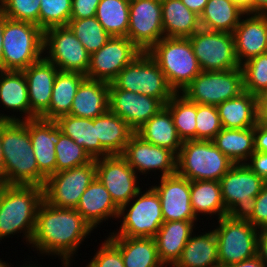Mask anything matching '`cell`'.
Here are the masks:
<instances>
[{
	"mask_svg": "<svg viewBox=\"0 0 267 267\" xmlns=\"http://www.w3.org/2000/svg\"><path fill=\"white\" fill-rule=\"evenodd\" d=\"M233 164L212 141L188 140L177 155V174L190 181H220Z\"/></svg>",
	"mask_w": 267,
	"mask_h": 267,
	"instance_id": "6",
	"label": "cell"
},
{
	"mask_svg": "<svg viewBox=\"0 0 267 267\" xmlns=\"http://www.w3.org/2000/svg\"><path fill=\"white\" fill-rule=\"evenodd\" d=\"M95 165L96 178L104 185L119 208L142 190L138 182V173L121 155L97 158Z\"/></svg>",
	"mask_w": 267,
	"mask_h": 267,
	"instance_id": "16",
	"label": "cell"
},
{
	"mask_svg": "<svg viewBox=\"0 0 267 267\" xmlns=\"http://www.w3.org/2000/svg\"><path fill=\"white\" fill-rule=\"evenodd\" d=\"M59 69L44 57L23 70L30 104V119L39 118L50 105L52 89Z\"/></svg>",
	"mask_w": 267,
	"mask_h": 267,
	"instance_id": "21",
	"label": "cell"
},
{
	"mask_svg": "<svg viewBox=\"0 0 267 267\" xmlns=\"http://www.w3.org/2000/svg\"><path fill=\"white\" fill-rule=\"evenodd\" d=\"M142 51L127 37H111L90 55L87 78L111 83Z\"/></svg>",
	"mask_w": 267,
	"mask_h": 267,
	"instance_id": "17",
	"label": "cell"
},
{
	"mask_svg": "<svg viewBox=\"0 0 267 267\" xmlns=\"http://www.w3.org/2000/svg\"><path fill=\"white\" fill-rule=\"evenodd\" d=\"M43 46L44 31L40 27L5 16L2 70H25L43 58Z\"/></svg>",
	"mask_w": 267,
	"mask_h": 267,
	"instance_id": "4",
	"label": "cell"
},
{
	"mask_svg": "<svg viewBox=\"0 0 267 267\" xmlns=\"http://www.w3.org/2000/svg\"><path fill=\"white\" fill-rule=\"evenodd\" d=\"M266 183L245 163L233 164L220 179L227 216L234 220L248 221L254 212L256 196Z\"/></svg>",
	"mask_w": 267,
	"mask_h": 267,
	"instance_id": "7",
	"label": "cell"
},
{
	"mask_svg": "<svg viewBox=\"0 0 267 267\" xmlns=\"http://www.w3.org/2000/svg\"><path fill=\"white\" fill-rule=\"evenodd\" d=\"M242 92L243 71L239 67L227 71H201L181 94L196 104L217 106Z\"/></svg>",
	"mask_w": 267,
	"mask_h": 267,
	"instance_id": "11",
	"label": "cell"
},
{
	"mask_svg": "<svg viewBox=\"0 0 267 267\" xmlns=\"http://www.w3.org/2000/svg\"><path fill=\"white\" fill-rule=\"evenodd\" d=\"M65 136L70 137L89 154L92 159L110 156L101 146L96 133V118L87 119L74 115H64L56 120Z\"/></svg>",
	"mask_w": 267,
	"mask_h": 267,
	"instance_id": "28",
	"label": "cell"
},
{
	"mask_svg": "<svg viewBox=\"0 0 267 267\" xmlns=\"http://www.w3.org/2000/svg\"><path fill=\"white\" fill-rule=\"evenodd\" d=\"M214 145L234 164L246 163L254 150V127L223 128L212 140Z\"/></svg>",
	"mask_w": 267,
	"mask_h": 267,
	"instance_id": "37",
	"label": "cell"
},
{
	"mask_svg": "<svg viewBox=\"0 0 267 267\" xmlns=\"http://www.w3.org/2000/svg\"><path fill=\"white\" fill-rule=\"evenodd\" d=\"M159 195L163 220L197 221L191 207L190 180L177 173L160 178L157 186H151Z\"/></svg>",
	"mask_w": 267,
	"mask_h": 267,
	"instance_id": "20",
	"label": "cell"
},
{
	"mask_svg": "<svg viewBox=\"0 0 267 267\" xmlns=\"http://www.w3.org/2000/svg\"><path fill=\"white\" fill-rule=\"evenodd\" d=\"M76 210L92 227L97 228L99 223L109 218H117L119 207L113 202L110 193L104 185L95 178L82 194Z\"/></svg>",
	"mask_w": 267,
	"mask_h": 267,
	"instance_id": "24",
	"label": "cell"
},
{
	"mask_svg": "<svg viewBox=\"0 0 267 267\" xmlns=\"http://www.w3.org/2000/svg\"><path fill=\"white\" fill-rule=\"evenodd\" d=\"M121 156L142 175L152 170L162 171L161 177L177 173V155L173 151L148 143L136 133L130 137Z\"/></svg>",
	"mask_w": 267,
	"mask_h": 267,
	"instance_id": "18",
	"label": "cell"
},
{
	"mask_svg": "<svg viewBox=\"0 0 267 267\" xmlns=\"http://www.w3.org/2000/svg\"><path fill=\"white\" fill-rule=\"evenodd\" d=\"M189 40L202 71H227L241 67L235 53L233 33L200 28Z\"/></svg>",
	"mask_w": 267,
	"mask_h": 267,
	"instance_id": "14",
	"label": "cell"
},
{
	"mask_svg": "<svg viewBox=\"0 0 267 267\" xmlns=\"http://www.w3.org/2000/svg\"><path fill=\"white\" fill-rule=\"evenodd\" d=\"M0 120H18V117H16V116H14V114H13V116L11 115H4V113L2 114H0Z\"/></svg>",
	"mask_w": 267,
	"mask_h": 267,
	"instance_id": "60",
	"label": "cell"
},
{
	"mask_svg": "<svg viewBox=\"0 0 267 267\" xmlns=\"http://www.w3.org/2000/svg\"><path fill=\"white\" fill-rule=\"evenodd\" d=\"M100 0H72L70 19L95 17Z\"/></svg>",
	"mask_w": 267,
	"mask_h": 267,
	"instance_id": "49",
	"label": "cell"
},
{
	"mask_svg": "<svg viewBox=\"0 0 267 267\" xmlns=\"http://www.w3.org/2000/svg\"><path fill=\"white\" fill-rule=\"evenodd\" d=\"M0 102L5 109L24 114L23 117L18 116V120L30 119L29 95L23 71L0 70Z\"/></svg>",
	"mask_w": 267,
	"mask_h": 267,
	"instance_id": "35",
	"label": "cell"
},
{
	"mask_svg": "<svg viewBox=\"0 0 267 267\" xmlns=\"http://www.w3.org/2000/svg\"><path fill=\"white\" fill-rule=\"evenodd\" d=\"M190 200L196 218L200 214L210 216L217 214L218 220L227 216L220 181H190Z\"/></svg>",
	"mask_w": 267,
	"mask_h": 267,
	"instance_id": "38",
	"label": "cell"
},
{
	"mask_svg": "<svg viewBox=\"0 0 267 267\" xmlns=\"http://www.w3.org/2000/svg\"><path fill=\"white\" fill-rule=\"evenodd\" d=\"M92 231V227L76 209L52 206L43 200L28 245L39 250V254L60 256L63 267H70L74 254Z\"/></svg>",
	"mask_w": 267,
	"mask_h": 267,
	"instance_id": "1",
	"label": "cell"
},
{
	"mask_svg": "<svg viewBox=\"0 0 267 267\" xmlns=\"http://www.w3.org/2000/svg\"><path fill=\"white\" fill-rule=\"evenodd\" d=\"M217 236L219 267L244 261L257 255L259 229L249 221L228 216L218 220Z\"/></svg>",
	"mask_w": 267,
	"mask_h": 267,
	"instance_id": "10",
	"label": "cell"
},
{
	"mask_svg": "<svg viewBox=\"0 0 267 267\" xmlns=\"http://www.w3.org/2000/svg\"><path fill=\"white\" fill-rule=\"evenodd\" d=\"M216 107L223 128L247 129L257 124L256 96L249 92L244 91Z\"/></svg>",
	"mask_w": 267,
	"mask_h": 267,
	"instance_id": "33",
	"label": "cell"
},
{
	"mask_svg": "<svg viewBox=\"0 0 267 267\" xmlns=\"http://www.w3.org/2000/svg\"><path fill=\"white\" fill-rule=\"evenodd\" d=\"M222 129L215 105L196 104V140L212 141Z\"/></svg>",
	"mask_w": 267,
	"mask_h": 267,
	"instance_id": "45",
	"label": "cell"
},
{
	"mask_svg": "<svg viewBox=\"0 0 267 267\" xmlns=\"http://www.w3.org/2000/svg\"><path fill=\"white\" fill-rule=\"evenodd\" d=\"M253 14H267V0H252Z\"/></svg>",
	"mask_w": 267,
	"mask_h": 267,
	"instance_id": "56",
	"label": "cell"
},
{
	"mask_svg": "<svg viewBox=\"0 0 267 267\" xmlns=\"http://www.w3.org/2000/svg\"><path fill=\"white\" fill-rule=\"evenodd\" d=\"M72 0H40L39 27L47 29L68 25Z\"/></svg>",
	"mask_w": 267,
	"mask_h": 267,
	"instance_id": "44",
	"label": "cell"
},
{
	"mask_svg": "<svg viewBox=\"0 0 267 267\" xmlns=\"http://www.w3.org/2000/svg\"><path fill=\"white\" fill-rule=\"evenodd\" d=\"M233 35L235 53L240 66L248 60L267 53V14L246 13Z\"/></svg>",
	"mask_w": 267,
	"mask_h": 267,
	"instance_id": "22",
	"label": "cell"
},
{
	"mask_svg": "<svg viewBox=\"0 0 267 267\" xmlns=\"http://www.w3.org/2000/svg\"><path fill=\"white\" fill-rule=\"evenodd\" d=\"M222 267H266L263 261L259 258L258 255H255L252 258L246 259L244 261L230 264V265H225Z\"/></svg>",
	"mask_w": 267,
	"mask_h": 267,
	"instance_id": "55",
	"label": "cell"
},
{
	"mask_svg": "<svg viewBox=\"0 0 267 267\" xmlns=\"http://www.w3.org/2000/svg\"><path fill=\"white\" fill-rule=\"evenodd\" d=\"M148 54L155 60L176 93H181L202 71L189 38L164 37Z\"/></svg>",
	"mask_w": 267,
	"mask_h": 267,
	"instance_id": "5",
	"label": "cell"
},
{
	"mask_svg": "<svg viewBox=\"0 0 267 267\" xmlns=\"http://www.w3.org/2000/svg\"><path fill=\"white\" fill-rule=\"evenodd\" d=\"M85 78L82 73L59 71L54 81L49 108L39 118L56 121L61 116L69 115L74 96Z\"/></svg>",
	"mask_w": 267,
	"mask_h": 267,
	"instance_id": "31",
	"label": "cell"
},
{
	"mask_svg": "<svg viewBox=\"0 0 267 267\" xmlns=\"http://www.w3.org/2000/svg\"><path fill=\"white\" fill-rule=\"evenodd\" d=\"M254 150L267 153V128L258 124L254 127Z\"/></svg>",
	"mask_w": 267,
	"mask_h": 267,
	"instance_id": "52",
	"label": "cell"
},
{
	"mask_svg": "<svg viewBox=\"0 0 267 267\" xmlns=\"http://www.w3.org/2000/svg\"><path fill=\"white\" fill-rule=\"evenodd\" d=\"M43 200L41 186L3 184L0 188V240L23 231V238L30 244Z\"/></svg>",
	"mask_w": 267,
	"mask_h": 267,
	"instance_id": "3",
	"label": "cell"
},
{
	"mask_svg": "<svg viewBox=\"0 0 267 267\" xmlns=\"http://www.w3.org/2000/svg\"><path fill=\"white\" fill-rule=\"evenodd\" d=\"M244 91L257 96L267 91V53L260 54L241 65Z\"/></svg>",
	"mask_w": 267,
	"mask_h": 267,
	"instance_id": "43",
	"label": "cell"
},
{
	"mask_svg": "<svg viewBox=\"0 0 267 267\" xmlns=\"http://www.w3.org/2000/svg\"><path fill=\"white\" fill-rule=\"evenodd\" d=\"M5 185L44 187L47 178L39 171L28 131V120H0Z\"/></svg>",
	"mask_w": 267,
	"mask_h": 267,
	"instance_id": "2",
	"label": "cell"
},
{
	"mask_svg": "<svg viewBox=\"0 0 267 267\" xmlns=\"http://www.w3.org/2000/svg\"><path fill=\"white\" fill-rule=\"evenodd\" d=\"M0 11L11 20L29 22L39 27L40 0H4Z\"/></svg>",
	"mask_w": 267,
	"mask_h": 267,
	"instance_id": "46",
	"label": "cell"
},
{
	"mask_svg": "<svg viewBox=\"0 0 267 267\" xmlns=\"http://www.w3.org/2000/svg\"><path fill=\"white\" fill-rule=\"evenodd\" d=\"M56 173L89 163L92 158L59 127V142L55 145Z\"/></svg>",
	"mask_w": 267,
	"mask_h": 267,
	"instance_id": "42",
	"label": "cell"
},
{
	"mask_svg": "<svg viewBox=\"0 0 267 267\" xmlns=\"http://www.w3.org/2000/svg\"><path fill=\"white\" fill-rule=\"evenodd\" d=\"M109 110V83L85 78L74 96L69 115L94 119Z\"/></svg>",
	"mask_w": 267,
	"mask_h": 267,
	"instance_id": "26",
	"label": "cell"
},
{
	"mask_svg": "<svg viewBox=\"0 0 267 267\" xmlns=\"http://www.w3.org/2000/svg\"><path fill=\"white\" fill-rule=\"evenodd\" d=\"M127 38L142 52L164 38L161 0H130Z\"/></svg>",
	"mask_w": 267,
	"mask_h": 267,
	"instance_id": "15",
	"label": "cell"
},
{
	"mask_svg": "<svg viewBox=\"0 0 267 267\" xmlns=\"http://www.w3.org/2000/svg\"><path fill=\"white\" fill-rule=\"evenodd\" d=\"M118 218L122 219L119 231L110 236L154 238L164 223L159 195L152 187L146 192L140 190L119 208Z\"/></svg>",
	"mask_w": 267,
	"mask_h": 267,
	"instance_id": "8",
	"label": "cell"
},
{
	"mask_svg": "<svg viewBox=\"0 0 267 267\" xmlns=\"http://www.w3.org/2000/svg\"><path fill=\"white\" fill-rule=\"evenodd\" d=\"M164 37L189 38L201 27L199 16L181 0H161Z\"/></svg>",
	"mask_w": 267,
	"mask_h": 267,
	"instance_id": "30",
	"label": "cell"
},
{
	"mask_svg": "<svg viewBox=\"0 0 267 267\" xmlns=\"http://www.w3.org/2000/svg\"><path fill=\"white\" fill-rule=\"evenodd\" d=\"M248 221L258 229L267 228V183L256 196L254 212Z\"/></svg>",
	"mask_w": 267,
	"mask_h": 267,
	"instance_id": "48",
	"label": "cell"
},
{
	"mask_svg": "<svg viewBox=\"0 0 267 267\" xmlns=\"http://www.w3.org/2000/svg\"><path fill=\"white\" fill-rule=\"evenodd\" d=\"M96 133L101 146L110 155H121L135 132L121 117L108 110L96 117Z\"/></svg>",
	"mask_w": 267,
	"mask_h": 267,
	"instance_id": "36",
	"label": "cell"
},
{
	"mask_svg": "<svg viewBox=\"0 0 267 267\" xmlns=\"http://www.w3.org/2000/svg\"><path fill=\"white\" fill-rule=\"evenodd\" d=\"M28 131L39 171L48 178L56 173L59 126L56 121L34 118L28 120Z\"/></svg>",
	"mask_w": 267,
	"mask_h": 267,
	"instance_id": "23",
	"label": "cell"
},
{
	"mask_svg": "<svg viewBox=\"0 0 267 267\" xmlns=\"http://www.w3.org/2000/svg\"><path fill=\"white\" fill-rule=\"evenodd\" d=\"M245 13H252V0H230Z\"/></svg>",
	"mask_w": 267,
	"mask_h": 267,
	"instance_id": "58",
	"label": "cell"
},
{
	"mask_svg": "<svg viewBox=\"0 0 267 267\" xmlns=\"http://www.w3.org/2000/svg\"><path fill=\"white\" fill-rule=\"evenodd\" d=\"M245 164L267 182V153L255 151Z\"/></svg>",
	"mask_w": 267,
	"mask_h": 267,
	"instance_id": "50",
	"label": "cell"
},
{
	"mask_svg": "<svg viewBox=\"0 0 267 267\" xmlns=\"http://www.w3.org/2000/svg\"><path fill=\"white\" fill-rule=\"evenodd\" d=\"M96 178L95 159L50 175L43 187L44 200L52 206L76 209L82 194Z\"/></svg>",
	"mask_w": 267,
	"mask_h": 267,
	"instance_id": "13",
	"label": "cell"
},
{
	"mask_svg": "<svg viewBox=\"0 0 267 267\" xmlns=\"http://www.w3.org/2000/svg\"><path fill=\"white\" fill-rule=\"evenodd\" d=\"M68 26L90 55L100 50L111 38L96 17L70 19Z\"/></svg>",
	"mask_w": 267,
	"mask_h": 267,
	"instance_id": "41",
	"label": "cell"
},
{
	"mask_svg": "<svg viewBox=\"0 0 267 267\" xmlns=\"http://www.w3.org/2000/svg\"><path fill=\"white\" fill-rule=\"evenodd\" d=\"M111 83L118 89L160 99L164 104L176 93L148 52L136 57Z\"/></svg>",
	"mask_w": 267,
	"mask_h": 267,
	"instance_id": "9",
	"label": "cell"
},
{
	"mask_svg": "<svg viewBox=\"0 0 267 267\" xmlns=\"http://www.w3.org/2000/svg\"><path fill=\"white\" fill-rule=\"evenodd\" d=\"M11 265H9L8 263H6L5 261L3 262L1 259H0V267H10Z\"/></svg>",
	"mask_w": 267,
	"mask_h": 267,
	"instance_id": "61",
	"label": "cell"
},
{
	"mask_svg": "<svg viewBox=\"0 0 267 267\" xmlns=\"http://www.w3.org/2000/svg\"><path fill=\"white\" fill-rule=\"evenodd\" d=\"M21 267H22V266H21ZM23 267H37V266H36V265H35V266H31V265L29 264V266H26V265L24 266V265H23ZM39 267H40V266H39Z\"/></svg>",
	"mask_w": 267,
	"mask_h": 267,
	"instance_id": "62",
	"label": "cell"
},
{
	"mask_svg": "<svg viewBox=\"0 0 267 267\" xmlns=\"http://www.w3.org/2000/svg\"><path fill=\"white\" fill-rule=\"evenodd\" d=\"M165 107L173 117L182 142L196 140V103L189 101L183 94L175 93Z\"/></svg>",
	"mask_w": 267,
	"mask_h": 267,
	"instance_id": "40",
	"label": "cell"
},
{
	"mask_svg": "<svg viewBox=\"0 0 267 267\" xmlns=\"http://www.w3.org/2000/svg\"><path fill=\"white\" fill-rule=\"evenodd\" d=\"M257 255L267 267V228L259 229Z\"/></svg>",
	"mask_w": 267,
	"mask_h": 267,
	"instance_id": "53",
	"label": "cell"
},
{
	"mask_svg": "<svg viewBox=\"0 0 267 267\" xmlns=\"http://www.w3.org/2000/svg\"><path fill=\"white\" fill-rule=\"evenodd\" d=\"M135 133L144 141L169 149L176 155H178L183 143L177 134L173 117L165 106Z\"/></svg>",
	"mask_w": 267,
	"mask_h": 267,
	"instance_id": "29",
	"label": "cell"
},
{
	"mask_svg": "<svg viewBox=\"0 0 267 267\" xmlns=\"http://www.w3.org/2000/svg\"><path fill=\"white\" fill-rule=\"evenodd\" d=\"M130 0H100L95 17L111 37H127Z\"/></svg>",
	"mask_w": 267,
	"mask_h": 267,
	"instance_id": "39",
	"label": "cell"
},
{
	"mask_svg": "<svg viewBox=\"0 0 267 267\" xmlns=\"http://www.w3.org/2000/svg\"><path fill=\"white\" fill-rule=\"evenodd\" d=\"M0 182L4 184L3 153H2L1 140H0Z\"/></svg>",
	"mask_w": 267,
	"mask_h": 267,
	"instance_id": "59",
	"label": "cell"
},
{
	"mask_svg": "<svg viewBox=\"0 0 267 267\" xmlns=\"http://www.w3.org/2000/svg\"><path fill=\"white\" fill-rule=\"evenodd\" d=\"M120 250L125 267H165L159 259L155 238L108 236Z\"/></svg>",
	"mask_w": 267,
	"mask_h": 267,
	"instance_id": "27",
	"label": "cell"
},
{
	"mask_svg": "<svg viewBox=\"0 0 267 267\" xmlns=\"http://www.w3.org/2000/svg\"><path fill=\"white\" fill-rule=\"evenodd\" d=\"M181 2L199 17L202 14L208 0H181Z\"/></svg>",
	"mask_w": 267,
	"mask_h": 267,
	"instance_id": "54",
	"label": "cell"
},
{
	"mask_svg": "<svg viewBox=\"0 0 267 267\" xmlns=\"http://www.w3.org/2000/svg\"><path fill=\"white\" fill-rule=\"evenodd\" d=\"M86 267H125L120 250L107 238Z\"/></svg>",
	"mask_w": 267,
	"mask_h": 267,
	"instance_id": "47",
	"label": "cell"
},
{
	"mask_svg": "<svg viewBox=\"0 0 267 267\" xmlns=\"http://www.w3.org/2000/svg\"><path fill=\"white\" fill-rule=\"evenodd\" d=\"M164 106L160 99L118 89L109 83V110L121 117L134 132Z\"/></svg>",
	"mask_w": 267,
	"mask_h": 267,
	"instance_id": "19",
	"label": "cell"
},
{
	"mask_svg": "<svg viewBox=\"0 0 267 267\" xmlns=\"http://www.w3.org/2000/svg\"><path fill=\"white\" fill-rule=\"evenodd\" d=\"M4 24H5V15L0 11V70H2Z\"/></svg>",
	"mask_w": 267,
	"mask_h": 267,
	"instance_id": "57",
	"label": "cell"
},
{
	"mask_svg": "<svg viewBox=\"0 0 267 267\" xmlns=\"http://www.w3.org/2000/svg\"><path fill=\"white\" fill-rule=\"evenodd\" d=\"M245 16L246 13L230 0H208L199 22L205 30L233 33Z\"/></svg>",
	"mask_w": 267,
	"mask_h": 267,
	"instance_id": "34",
	"label": "cell"
},
{
	"mask_svg": "<svg viewBox=\"0 0 267 267\" xmlns=\"http://www.w3.org/2000/svg\"><path fill=\"white\" fill-rule=\"evenodd\" d=\"M257 124L267 128V91L256 96Z\"/></svg>",
	"mask_w": 267,
	"mask_h": 267,
	"instance_id": "51",
	"label": "cell"
},
{
	"mask_svg": "<svg viewBox=\"0 0 267 267\" xmlns=\"http://www.w3.org/2000/svg\"><path fill=\"white\" fill-rule=\"evenodd\" d=\"M173 267H219L217 236L214 230L197 236L193 233Z\"/></svg>",
	"mask_w": 267,
	"mask_h": 267,
	"instance_id": "32",
	"label": "cell"
},
{
	"mask_svg": "<svg viewBox=\"0 0 267 267\" xmlns=\"http://www.w3.org/2000/svg\"><path fill=\"white\" fill-rule=\"evenodd\" d=\"M197 221H166L155 238L159 259L164 266L173 267L180 259L182 251L195 229Z\"/></svg>",
	"mask_w": 267,
	"mask_h": 267,
	"instance_id": "25",
	"label": "cell"
},
{
	"mask_svg": "<svg viewBox=\"0 0 267 267\" xmlns=\"http://www.w3.org/2000/svg\"><path fill=\"white\" fill-rule=\"evenodd\" d=\"M43 51L46 53L44 58L53 63L59 71L87 75L90 54L68 25L44 31Z\"/></svg>",
	"mask_w": 267,
	"mask_h": 267,
	"instance_id": "12",
	"label": "cell"
}]
</instances>
